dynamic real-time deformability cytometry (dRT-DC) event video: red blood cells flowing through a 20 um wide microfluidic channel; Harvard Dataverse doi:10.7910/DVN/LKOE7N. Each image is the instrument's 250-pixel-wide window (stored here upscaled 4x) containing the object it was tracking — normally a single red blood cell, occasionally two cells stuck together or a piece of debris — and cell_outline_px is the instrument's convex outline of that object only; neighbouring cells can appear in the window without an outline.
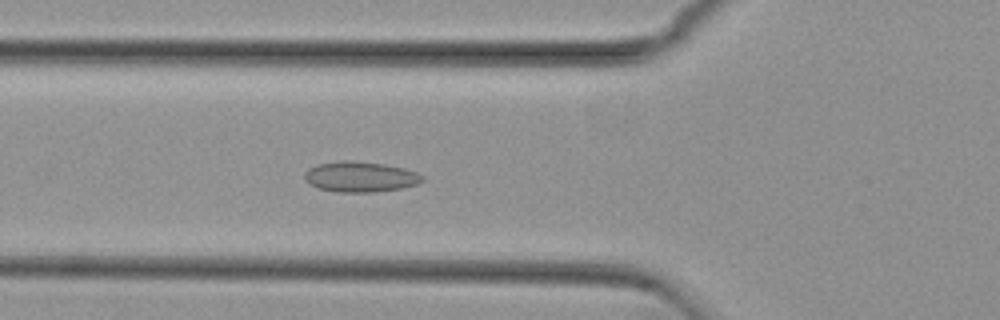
{"species": "common noctule bat (a hibernating species)", "species_latin": "Nyctalus noctula", "temperature_condition": "cold", "stored_images_in_passage": 54, "camera_frame_rate_fps": 3000, "um_per_image_px": 0.085, "animal": {"sex": "female", "body_mass_g": 29.2, "forearm_length_mm": 56.3}, "frame": {"image": 1, "passage_image": 19, "time_ms": 6.0, "image_size_px": [1000, 320], "cell_outline_px": [[424, 180], [416, 184], [400, 188], [372, 192], [336, 192], [320, 188], [308, 184], [304, 180], [304, 172], [308, 168], [316, 164], [340, 160], [352, 160], [384, 164], [404, 168], [416, 172], [424, 176]], "centroid_in_image_um": [30.57, 15.01], "position_along_channel_um": 95.2, "area_um2": 21.04}}
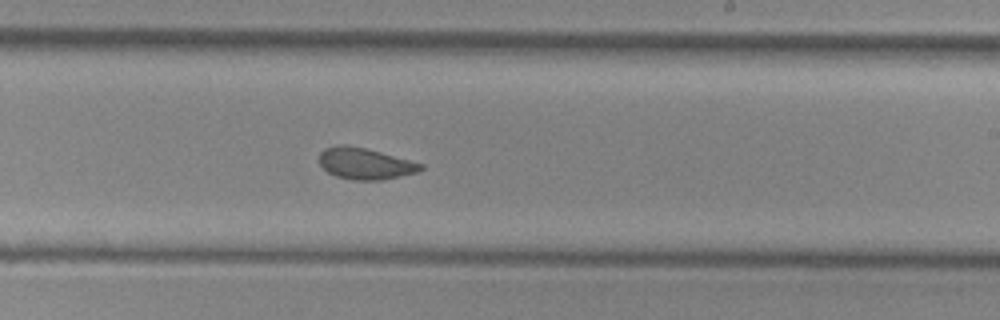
{"frame": {"image": 2, "passage_image": 32, "time_ms": 10.333, "image_size_px": [1000, 320], "cell_outline_px": [[424, 168], [420, 172], [384, 180], [352, 180], [336, 176], [328, 172], [320, 164], [320, 152], [324, 148], [336, 144], [344, 144], [364, 148], [380, 152], [424, 164]], "centroid_in_image_um": [31.05, 13.91], "position_along_channel_um": 257.9, "area_um2": 18.67}}
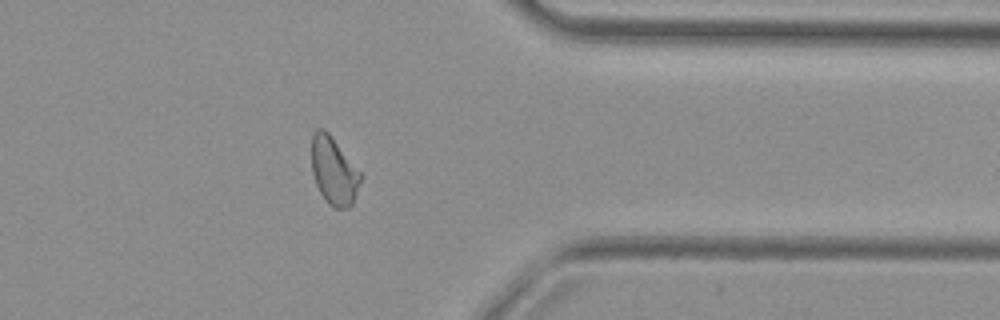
{"frame": {"image": 3, "passage_image": 43, "time_ms": 14.0, "image_size_px": [1000, 320], "cell_outline_px": [[364, 176], [352, 204], [348, 208], [332, 208], [328, 204], [320, 192], [316, 184], [312, 172], [312, 136], [316, 128], [324, 128], [328, 132]], "centroid_in_image_um": [28.39, 14.54], "position_along_channel_um": 383.0, "area_um2": 19.42}, "authors_computed_cell_mechanics": {"area_um2": 19.7965, "velocity_mm_per_s": 3.7529, "shape_relaxation_time_tau1_ms": null, "shape_relaxation_time_tau2_ms": 1.7811, "deformation_change_tau1": null, "deformation_change_tau2": 0.0645}}